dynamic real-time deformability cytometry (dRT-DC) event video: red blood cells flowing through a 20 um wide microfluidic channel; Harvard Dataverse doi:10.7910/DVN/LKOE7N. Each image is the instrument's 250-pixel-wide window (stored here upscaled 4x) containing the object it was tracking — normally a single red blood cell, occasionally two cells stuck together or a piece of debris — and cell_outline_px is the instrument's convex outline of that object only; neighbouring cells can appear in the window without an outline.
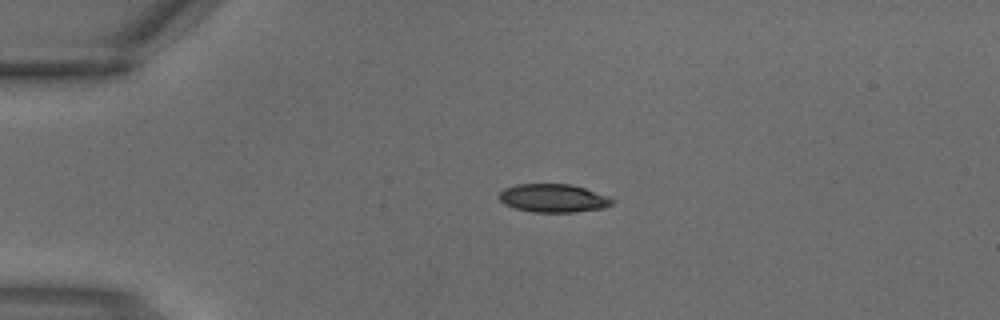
{"species": "common noctule bat (a hibernating species)", "species_latin": "Nyctalus noctula", "temperature_condition": "warm", "stored_images_in_passage": 2, "camera_frame_rate_fps": 3000, "um_per_image_px": 0.085, "animal": {"sex": "male", "body_mass_g": 18.8}, "frame": {"image": 1, "passage_image": 1, "time_ms": 0.0, "image_size_px": [1000, 320], "cell_outline_px": [[616, 200], [612, 204], [604, 208], [576, 212], [532, 212], [516, 208], [504, 204], [500, 200], [500, 192], [504, 188], [516, 184], [572, 184], [608, 196]], "centroid_in_image_um": [47.05, 16.84], "position_along_channel_um": 37.9, "area_um2": 18.67}}